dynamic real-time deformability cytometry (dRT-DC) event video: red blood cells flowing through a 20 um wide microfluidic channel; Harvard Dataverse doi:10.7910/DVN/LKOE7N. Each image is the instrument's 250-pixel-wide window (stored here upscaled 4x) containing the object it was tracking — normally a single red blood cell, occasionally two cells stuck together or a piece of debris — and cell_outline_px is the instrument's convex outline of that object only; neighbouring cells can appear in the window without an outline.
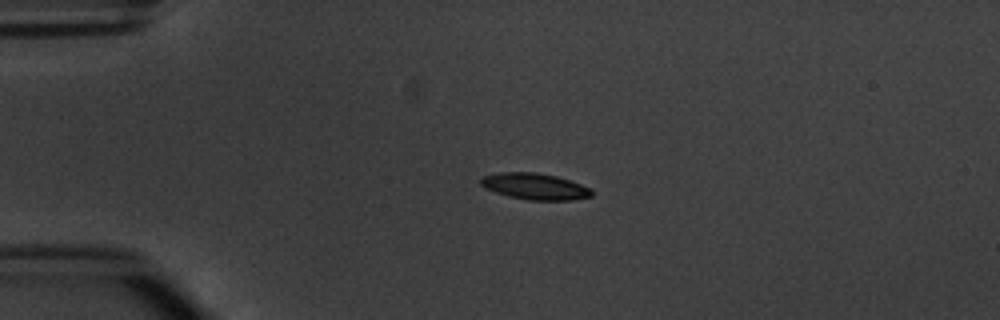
{"species": "common noctule bat (a hibernating species)", "species_latin": "Nyctalus noctula", "temperature_condition": "warm", "stored_images_in_passage": 4, "camera_frame_rate_fps": 3000, "um_per_image_px": 0.085, "animal": {"sex": "male", "body_mass_g": 20.1, "forearm_length_mm": 53.5}, "frame": {"image": 1, "passage_image": 3, "time_ms": 2.333, "image_size_px": [1000, 320], "cell_outline_px": [[592, 196], [572, 200], [528, 200], [508, 196], [484, 188], [480, 184], [480, 180], [484, 176], [500, 172], [536, 172], [556, 176], [592, 188]], "centroid_in_image_um": [45.46, 15.84], "position_along_channel_um": 39.5, "area_um2": 16.99}}